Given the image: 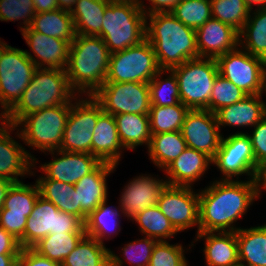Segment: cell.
Returning a JSON list of instances; mask_svg holds the SVG:
<instances>
[{"label": "cell", "instance_id": "cell-13", "mask_svg": "<svg viewBox=\"0 0 266 266\" xmlns=\"http://www.w3.org/2000/svg\"><path fill=\"white\" fill-rule=\"evenodd\" d=\"M92 97L111 115L150 112V89L145 82H105Z\"/></svg>", "mask_w": 266, "mask_h": 266}, {"label": "cell", "instance_id": "cell-21", "mask_svg": "<svg viewBox=\"0 0 266 266\" xmlns=\"http://www.w3.org/2000/svg\"><path fill=\"white\" fill-rule=\"evenodd\" d=\"M198 57L217 58L239 47V32L211 18L195 30Z\"/></svg>", "mask_w": 266, "mask_h": 266}, {"label": "cell", "instance_id": "cell-22", "mask_svg": "<svg viewBox=\"0 0 266 266\" xmlns=\"http://www.w3.org/2000/svg\"><path fill=\"white\" fill-rule=\"evenodd\" d=\"M117 167L108 162H101L92 172L85 175L75 185L78 204H80V219L85 223L87 216L107 199L106 179Z\"/></svg>", "mask_w": 266, "mask_h": 266}, {"label": "cell", "instance_id": "cell-15", "mask_svg": "<svg viewBox=\"0 0 266 266\" xmlns=\"http://www.w3.org/2000/svg\"><path fill=\"white\" fill-rule=\"evenodd\" d=\"M157 206L178 232L197 225L199 233V194L192 187L167 184Z\"/></svg>", "mask_w": 266, "mask_h": 266}, {"label": "cell", "instance_id": "cell-38", "mask_svg": "<svg viewBox=\"0 0 266 266\" xmlns=\"http://www.w3.org/2000/svg\"><path fill=\"white\" fill-rule=\"evenodd\" d=\"M189 108L182 102L170 106H150L151 135L180 131Z\"/></svg>", "mask_w": 266, "mask_h": 266}, {"label": "cell", "instance_id": "cell-46", "mask_svg": "<svg viewBox=\"0 0 266 266\" xmlns=\"http://www.w3.org/2000/svg\"><path fill=\"white\" fill-rule=\"evenodd\" d=\"M157 240L151 237L135 240L125 244L122 256L133 266H149L151 255Z\"/></svg>", "mask_w": 266, "mask_h": 266}, {"label": "cell", "instance_id": "cell-7", "mask_svg": "<svg viewBox=\"0 0 266 266\" xmlns=\"http://www.w3.org/2000/svg\"><path fill=\"white\" fill-rule=\"evenodd\" d=\"M171 70L177 77L180 101L190 110H209L211 92L219 74L216 59L198 57Z\"/></svg>", "mask_w": 266, "mask_h": 266}, {"label": "cell", "instance_id": "cell-55", "mask_svg": "<svg viewBox=\"0 0 266 266\" xmlns=\"http://www.w3.org/2000/svg\"><path fill=\"white\" fill-rule=\"evenodd\" d=\"M77 0H57L58 8L71 12Z\"/></svg>", "mask_w": 266, "mask_h": 266}, {"label": "cell", "instance_id": "cell-12", "mask_svg": "<svg viewBox=\"0 0 266 266\" xmlns=\"http://www.w3.org/2000/svg\"><path fill=\"white\" fill-rule=\"evenodd\" d=\"M219 74L247 95L263 94L266 62L236 48L216 58Z\"/></svg>", "mask_w": 266, "mask_h": 266}, {"label": "cell", "instance_id": "cell-42", "mask_svg": "<svg viewBox=\"0 0 266 266\" xmlns=\"http://www.w3.org/2000/svg\"><path fill=\"white\" fill-rule=\"evenodd\" d=\"M184 25L198 29L212 18L210 0H181L171 12Z\"/></svg>", "mask_w": 266, "mask_h": 266}, {"label": "cell", "instance_id": "cell-57", "mask_svg": "<svg viewBox=\"0 0 266 266\" xmlns=\"http://www.w3.org/2000/svg\"><path fill=\"white\" fill-rule=\"evenodd\" d=\"M249 8L252 10L253 4L257 5V8H266V0H244Z\"/></svg>", "mask_w": 266, "mask_h": 266}, {"label": "cell", "instance_id": "cell-41", "mask_svg": "<svg viewBox=\"0 0 266 266\" xmlns=\"http://www.w3.org/2000/svg\"><path fill=\"white\" fill-rule=\"evenodd\" d=\"M170 73L168 78H162L163 73ZM150 89L151 106L176 105L180 101V92L177 77L172 70H160L148 83ZM168 97V98H167Z\"/></svg>", "mask_w": 266, "mask_h": 266}, {"label": "cell", "instance_id": "cell-39", "mask_svg": "<svg viewBox=\"0 0 266 266\" xmlns=\"http://www.w3.org/2000/svg\"><path fill=\"white\" fill-rule=\"evenodd\" d=\"M133 220L139 225L142 234L157 241H166L178 233L157 205L143 210Z\"/></svg>", "mask_w": 266, "mask_h": 266}, {"label": "cell", "instance_id": "cell-31", "mask_svg": "<svg viewBox=\"0 0 266 266\" xmlns=\"http://www.w3.org/2000/svg\"><path fill=\"white\" fill-rule=\"evenodd\" d=\"M251 14L239 32V46L266 62V8H258Z\"/></svg>", "mask_w": 266, "mask_h": 266}, {"label": "cell", "instance_id": "cell-8", "mask_svg": "<svg viewBox=\"0 0 266 266\" xmlns=\"http://www.w3.org/2000/svg\"><path fill=\"white\" fill-rule=\"evenodd\" d=\"M35 64L28 58L25 50L14 48L0 40V119L21 99L29 85Z\"/></svg>", "mask_w": 266, "mask_h": 266}, {"label": "cell", "instance_id": "cell-56", "mask_svg": "<svg viewBox=\"0 0 266 266\" xmlns=\"http://www.w3.org/2000/svg\"><path fill=\"white\" fill-rule=\"evenodd\" d=\"M123 263V259L110 250V266H122Z\"/></svg>", "mask_w": 266, "mask_h": 266}, {"label": "cell", "instance_id": "cell-26", "mask_svg": "<svg viewBox=\"0 0 266 266\" xmlns=\"http://www.w3.org/2000/svg\"><path fill=\"white\" fill-rule=\"evenodd\" d=\"M198 239H205L204 255L207 266H238L236 232H199Z\"/></svg>", "mask_w": 266, "mask_h": 266}, {"label": "cell", "instance_id": "cell-58", "mask_svg": "<svg viewBox=\"0 0 266 266\" xmlns=\"http://www.w3.org/2000/svg\"><path fill=\"white\" fill-rule=\"evenodd\" d=\"M261 189H266V167L262 170L260 177Z\"/></svg>", "mask_w": 266, "mask_h": 266}, {"label": "cell", "instance_id": "cell-23", "mask_svg": "<svg viewBox=\"0 0 266 266\" xmlns=\"http://www.w3.org/2000/svg\"><path fill=\"white\" fill-rule=\"evenodd\" d=\"M212 164V159L205 153L187 147L164 171L168 174L165 181L169 185L192 187L200 180Z\"/></svg>", "mask_w": 266, "mask_h": 266}, {"label": "cell", "instance_id": "cell-2", "mask_svg": "<svg viewBox=\"0 0 266 266\" xmlns=\"http://www.w3.org/2000/svg\"><path fill=\"white\" fill-rule=\"evenodd\" d=\"M146 39L153 46L160 69L171 70L198 58L195 29L184 25L171 12L146 16Z\"/></svg>", "mask_w": 266, "mask_h": 266}, {"label": "cell", "instance_id": "cell-27", "mask_svg": "<svg viewBox=\"0 0 266 266\" xmlns=\"http://www.w3.org/2000/svg\"><path fill=\"white\" fill-rule=\"evenodd\" d=\"M236 237L241 266H266V224L247 229L239 227Z\"/></svg>", "mask_w": 266, "mask_h": 266}, {"label": "cell", "instance_id": "cell-1", "mask_svg": "<svg viewBox=\"0 0 266 266\" xmlns=\"http://www.w3.org/2000/svg\"><path fill=\"white\" fill-rule=\"evenodd\" d=\"M199 194V232H236L233 223L259 198L260 180H215Z\"/></svg>", "mask_w": 266, "mask_h": 266}, {"label": "cell", "instance_id": "cell-34", "mask_svg": "<svg viewBox=\"0 0 266 266\" xmlns=\"http://www.w3.org/2000/svg\"><path fill=\"white\" fill-rule=\"evenodd\" d=\"M61 266H110V249L85 235Z\"/></svg>", "mask_w": 266, "mask_h": 266}, {"label": "cell", "instance_id": "cell-49", "mask_svg": "<svg viewBox=\"0 0 266 266\" xmlns=\"http://www.w3.org/2000/svg\"><path fill=\"white\" fill-rule=\"evenodd\" d=\"M17 266H61V264L41 256L32 248H22L18 256Z\"/></svg>", "mask_w": 266, "mask_h": 266}, {"label": "cell", "instance_id": "cell-37", "mask_svg": "<svg viewBox=\"0 0 266 266\" xmlns=\"http://www.w3.org/2000/svg\"><path fill=\"white\" fill-rule=\"evenodd\" d=\"M37 184L14 182L8 189L0 214H16L29 217L39 197Z\"/></svg>", "mask_w": 266, "mask_h": 266}, {"label": "cell", "instance_id": "cell-53", "mask_svg": "<svg viewBox=\"0 0 266 266\" xmlns=\"http://www.w3.org/2000/svg\"><path fill=\"white\" fill-rule=\"evenodd\" d=\"M19 254H0V266H17Z\"/></svg>", "mask_w": 266, "mask_h": 266}, {"label": "cell", "instance_id": "cell-30", "mask_svg": "<svg viewBox=\"0 0 266 266\" xmlns=\"http://www.w3.org/2000/svg\"><path fill=\"white\" fill-rule=\"evenodd\" d=\"M30 28L46 36L63 39L70 44L76 37L72 15L59 8L49 12L36 13Z\"/></svg>", "mask_w": 266, "mask_h": 266}, {"label": "cell", "instance_id": "cell-43", "mask_svg": "<svg viewBox=\"0 0 266 266\" xmlns=\"http://www.w3.org/2000/svg\"><path fill=\"white\" fill-rule=\"evenodd\" d=\"M246 96L247 94L239 87L218 74L210 96L209 111L215 113L220 108L241 101Z\"/></svg>", "mask_w": 266, "mask_h": 266}, {"label": "cell", "instance_id": "cell-28", "mask_svg": "<svg viewBox=\"0 0 266 266\" xmlns=\"http://www.w3.org/2000/svg\"><path fill=\"white\" fill-rule=\"evenodd\" d=\"M112 0H77L70 12L76 34L101 36L106 6Z\"/></svg>", "mask_w": 266, "mask_h": 266}, {"label": "cell", "instance_id": "cell-33", "mask_svg": "<svg viewBox=\"0 0 266 266\" xmlns=\"http://www.w3.org/2000/svg\"><path fill=\"white\" fill-rule=\"evenodd\" d=\"M40 196L52 202L60 211L80 218V204L74 185L52 179H37Z\"/></svg>", "mask_w": 266, "mask_h": 266}, {"label": "cell", "instance_id": "cell-52", "mask_svg": "<svg viewBox=\"0 0 266 266\" xmlns=\"http://www.w3.org/2000/svg\"><path fill=\"white\" fill-rule=\"evenodd\" d=\"M36 13L49 12L58 9L57 0H33Z\"/></svg>", "mask_w": 266, "mask_h": 266}, {"label": "cell", "instance_id": "cell-17", "mask_svg": "<svg viewBox=\"0 0 266 266\" xmlns=\"http://www.w3.org/2000/svg\"><path fill=\"white\" fill-rule=\"evenodd\" d=\"M0 126V178L14 183L20 182L19 176L34 175L31 170L35 167L36 158L10 135L17 127L3 120Z\"/></svg>", "mask_w": 266, "mask_h": 266}, {"label": "cell", "instance_id": "cell-20", "mask_svg": "<svg viewBox=\"0 0 266 266\" xmlns=\"http://www.w3.org/2000/svg\"><path fill=\"white\" fill-rule=\"evenodd\" d=\"M166 185V181L153 178L149 174L133 178L121 192L119 200L121 214L123 213L132 220L143 210L155 207L159 195Z\"/></svg>", "mask_w": 266, "mask_h": 266}, {"label": "cell", "instance_id": "cell-47", "mask_svg": "<svg viewBox=\"0 0 266 266\" xmlns=\"http://www.w3.org/2000/svg\"><path fill=\"white\" fill-rule=\"evenodd\" d=\"M251 140L256 167L262 172L266 167V116L254 126Z\"/></svg>", "mask_w": 266, "mask_h": 266}, {"label": "cell", "instance_id": "cell-25", "mask_svg": "<svg viewBox=\"0 0 266 266\" xmlns=\"http://www.w3.org/2000/svg\"><path fill=\"white\" fill-rule=\"evenodd\" d=\"M124 149L117 131L114 115L103 112L96 122L92 138V155L101 162H108L114 165L119 160Z\"/></svg>", "mask_w": 266, "mask_h": 266}, {"label": "cell", "instance_id": "cell-16", "mask_svg": "<svg viewBox=\"0 0 266 266\" xmlns=\"http://www.w3.org/2000/svg\"><path fill=\"white\" fill-rule=\"evenodd\" d=\"M220 130L215 113L193 109L186 114L180 131L187 147L203 152L213 159L223 137Z\"/></svg>", "mask_w": 266, "mask_h": 266}, {"label": "cell", "instance_id": "cell-35", "mask_svg": "<svg viewBox=\"0 0 266 266\" xmlns=\"http://www.w3.org/2000/svg\"><path fill=\"white\" fill-rule=\"evenodd\" d=\"M106 202L107 199H105L94 211H92L85 221L86 235L93 237L103 245L104 238L107 240L111 237V234L113 235L115 233V235H117L118 231L121 230L119 220H117L119 219V216H121L120 213L116 208L114 209V207L108 206Z\"/></svg>", "mask_w": 266, "mask_h": 266}, {"label": "cell", "instance_id": "cell-19", "mask_svg": "<svg viewBox=\"0 0 266 266\" xmlns=\"http://www.w3.org/2000/svg\"><path fill=\"white\" fill-rule=\"evenodd\" d=\"M21 32L34 55L27 50H25V53L37 68L65 70L70 50L68 41L46 36L40 32L33 31L30 27Z\"/></svg>", "mask_w": 266, "mask_h": 266}, {"label": "cell", "instance_id": "cell-50", "mask_svg": "<svg viewBox=\"0 0 266 266\" xmlns=\"http://www.w3.org/2000/svg\"><path fill=\"white\" fill-rule=\"evenodd\" d=\"M136 1L139 4L141 10L147 16L157 12H172L173 9L180 3L181 0H148L151 4L149 8L145 7V5L143 4L144 1L142 0H136Z\"/></svg>", "mask_w": 266, "mask_h": 266}, {"label": "cell", "instance_id": "cell-14", "mask_svg": "<svg viewBox=\"0 0 266 266\" xmlns=\"http://www.w3.org/2000/svg\"><path fill=\"white\" fill-rule=\"evenodd\" d=\"M213 165L223 174L221 180H232L234 176L246 174L249 180H260L261 171L256 167L251 140L248 133L237 132L222 137L220 147L212 159ZM225 177V178H224Z\"/></svg>", "mask_w": 266, "mask_h": 266}, {"label": "cell", "instance_id": "cell-10", "mask_svg": "<svg viewBox=\"0 0 266 266\" xmlns=\"http://www.w3.org/2000/svg\"><path fill=\"white\" fill-rule=\"evenodd\" d=\"M85 233V223L77 216L60 211L52 202L39 195L23 235V248H31L48 234Z\"/></svg>", "mask_w": 266, "mask_h": 266}, {"label": "cell", "instance_id": "cell-29", "mask_svg": "<svg viewBox=\"0 0 266 266\" xmlns=\"http://www.w3.org/2000/svg\"><path fill=\"white\" fill-rule=\"evenodd\" d=\"M117 131L124 149L149 146L151 131L148 114L122 113L114 115Z\"/></svg>", "mask_w": 266, "mask_h": 266}, {"label": "cell", "instance_id": "cell-18", "mask_svg": "<svg viewBox=\"0 0 266 266\" xmlns=\"http://www.w3.org/2000/svg\"><path fill=\"white\" fill-rule=\"evenodd\" d=\"M60 155L49 163L43 164L40 169L44 177L39 179H52L75 185L85 175L92 172L101 161L90 153L67 152L63 150L49 151L50 154Z\"/></svg>", "mask_w": 266, "mask_h": 266}, {"label": "cell", "instance_id": "cell-59", "mask_svg": "<svg viewBox=\"0 0 266 266\" xmlns=\"http://www.w3.org/2000/svg\"><path fill=\"white\" fill-rule=\"evenodd\" d=\"M264 91L266 93V69H265V74H264Z\"/></svg>", "mask_w": 266, "mask_h": 266}, {"label": "cell", "instance_id": "cell-5", "mask_svg": "<svg viewBox=\"0 0 266 266\" xmlns=\"http://www.w3.org/2000/svg\"><path fill=\"white\" fill-rule=\"evenodd\" d=\"M146 15L136 0H112L105 8L102 34L110 54L146 39Z\"/></svg>", "mask_w": 266, "mask_h": 266}, {"label": "cell", "instance_id": "cell-9", "mask_svg": "<svg viewBox=\"0 0 266 266\" xmlns=\"http://www.w3.org/2000/svg\"><path fill=\"white\" fill-rule=\"evenodd\" d=\"M160 70L154 48L145 39L135 46L110 54L105 82L149 83Z\"/></svg>", "mask_w": 266, "mask_h": 266}, {"label": "cell", "instance_id": "cell-54", "mask_svg": "<svg viewBox=\"0 0 266 266\" xmlns=\"http://www.w3.org/2000/svg\"><path fill=\"white\" fill-rule=\"evenodd\" d=\"M12 181H9L4 178H0V209L3 207V203L6 197V193L10 186L12 185Z\"/></svg>", "mask_w": 266, "mask_h": 266}, {"label": "cell", "instance_id": "cell-36", "mask_svg": "<svg viewBox=\"0 0 266 266\" xmlns=\"http://www.w3.org/2000/svg\"><path fill=\"white\" fill-rule=\"evenodd\" d=\"M86 233H51L31 248L41 256L62 263Z\"/></svg>", "mask_w": 266, "mask_h": 266}, {"label": "cell", "instance_id": "cell-51", "mask_svg": "<svg viewBox=\"0 0 266 266\" xmlns=\"http://www.w3.org/2000/svg\"><path fill=\"white\" fill-rule=\"evenodd\" d=\"M19 241L0 226V254H19Z\"/></svg>", "mask_w": 266, "mask_h": 266}, {"label": "cell", "instance_id": "cell-6", "mask_svg": "<svg viewBox=\"0 0 266 266\" xmlns=\"http://www.w3.org/2000/svg\"><path fill=\"white\" fill-rule=\"evenodd\" d=\"M71 104L44 108L25 116L17 125V137L42 152L59 150Z\"/></svg>", "mask_w": 266, "mask_h": 266}, {"label": "cell", "instance_id": "cell-45", "mask_svg": "<svg viewBox=\"0 0 266 266\" xmlns=\"http://www.w3.org/2000/svg\"><path fill=\"white\" fill-rule=\"evenodd\" d=\"M181 244H170L168 241H157L150 259L149 266H186Z\"/></svg>", "mask_w": 266, "mask_h": 266}, {"label": "cell", "instance_id": "cell-3", "mask_svg": "<svg viewBox=\"0 0 266 266\" xmlns=\"http://www.w3.org/2000/svg\"><path fill=\"white\" fill-rule=\"evenodd\" d=\"M110 52L100 36L76 34L65 72L71 88L92 96L106 81Z\"/></svg>", "mask_w": 266, "mask_h": 266}, {"label": "cell", "instance_id": "cell-44", "mask_svg": "<svg viewBox=\"0 0 266 266\" xmlns=\"http://www.w3.org/2000/svg\"><path fill=\"white\" fill-rule=\"evenodd\" d=\"M35 14L33 0H0V20L9 22L22 19L24 26L20 27V31L30 27Z\"/></svg>", "mask_w": 266, "mask_h": 266}, {"label": "cell", "instance_id": "cell-4", "mask_svg": "<svg viewBox=\"0 0 266 266\" xmlns=\"http://www.w3.org/2000/svg\"><path fill=\"white\" fill-rule=\"evenodd\" d=\"M77 93L63 69L36 68L18 103L0 120L17 125L25 116L44 108L71 104ZM76 95V96H75Z\"/></svg>", "mask_w": 266, "mask_h": 266}, {"label": "cell", "instance_id": "cell-32", "mask_svg": "<svg viewBox=\"0 0 266 266\" xmlns=\"http://www.w3.org/2000/svg\"><path fill=\"white\" fill-rule=\"evenodd\" d=\"M187 148L181 131L153 134L148 146L152 162L165 169Z\"/></svg>", "mask_w": 266, "mask_h": 266}, {"label": "cell", "instance_id": "cell-11", "mask_svg": "<svg viewBox=\"0 0 266 266\" xmlns=\"http://www.w3.org/2000/svg\"><path fill=\"white\" fill-rule=\"evenodd\" d=\"M87 98H76V102H71L59 150L92 154L93 131L98 117L104 111L92 96L88 95Z\"/></svg>", "mask_w": 266, "mask_h": 266}, {"label": "cell", "instance_id": "cell-40", "mask_svg": "<svg viewBox=\"0 0 266 266\" xmlns=\"http://www.w3.org/2000/svg\"><path fill=\"white\" fill-rule=\"evenodd\" d=\"M212 8V18L228 24L240 32L246 23L250 13L244 0H210Z\"/></svg>", "mask_w": 266, "mask_h": 266}, {"label": "cell", "instance_id": "cell-24", "mask_svg": "<svg viewBox=\"0 0 266 266\" xmlns=\"http://www.w3.org/2000/svg\"><path fill=\"white\" fill-rule=\"evenodd\" d=\"M262 94L247 95L241 101L215 112L218 126L254 127L266 116V102Z\"/></svg>", "mask_w": 266, "mask_h": 266}, {"label": "cell", "instance_id": "cell-48", "mask_svg": "<svg viewBox=\"0 0 266 266\" xmlns=\"http://www.w3.org/2000/svg\"><path fill=\"white\" fill-rule=\"evenodd\" d=\"M27 218L23 215L0 214V226L19 241L21 248H23V235Z\"/></svg>", "mask_w": 266, "mask_h": 266}]
</instances>
